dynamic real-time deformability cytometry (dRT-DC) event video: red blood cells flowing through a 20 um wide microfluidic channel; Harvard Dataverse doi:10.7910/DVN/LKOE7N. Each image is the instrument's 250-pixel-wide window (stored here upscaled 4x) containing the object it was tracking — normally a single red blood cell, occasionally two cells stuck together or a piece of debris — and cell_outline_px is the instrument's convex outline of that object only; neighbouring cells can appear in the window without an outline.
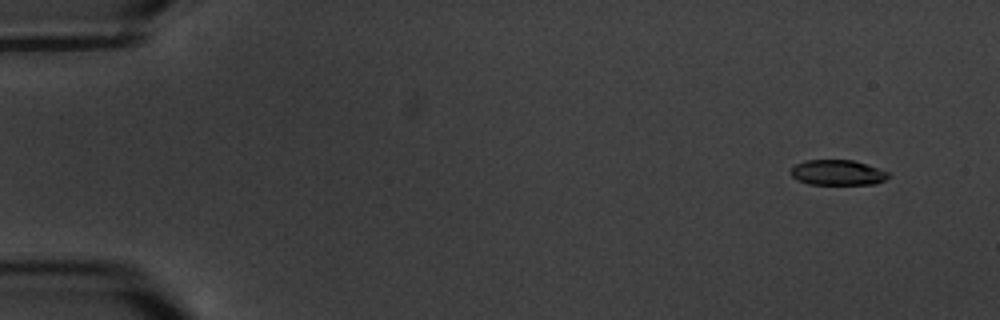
{"species": "common noctule bat (a hibernating species)", "species_latin": "Nyctalus noctula", "temperature_condition": "warm", "stored_images_in_passage": 16, "camera_frame_rate_fps": 3000, "um_per_image_px": 0.085, "animal": {"sex": "male", "body_mass_g": 20.1, "forearm_length_mm": 53.5}, "frame": {"image": 1, "passage_image": 1, "time_ms": 0.0, "image_size_px": [1000, 320], "cell_outline_px": [[892, 176], [876, 184], [808, 184], [796, 180], [788, 172], [796, 164], [804, 160], [852, 160], [888, 172]], "centroid_in_image_um": [71.16, 14.68], "position_along_channel_um": 13.8, "area_um2": 14.39}}
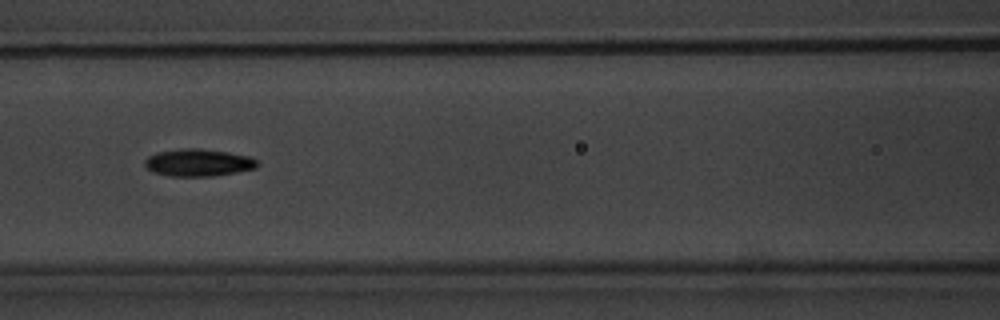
{"frame": {"image": 2, "passage_image": 7, "time_ms": 7.667, "image_size_px": [1000, 320], "cell_outline_px": [[256, 168], [236, 172], [212, 176], [168, 176], [152, 172], [144, 164], [144, 160], [148, 156], [156, 152], [180, 148], [200, 148], [228, 152], [248, 156], [256, 160]], "centroid_in_image_um": [16.8, 13.81], "position_along_channel_um": 149.8, "area_um2": 17.92}}
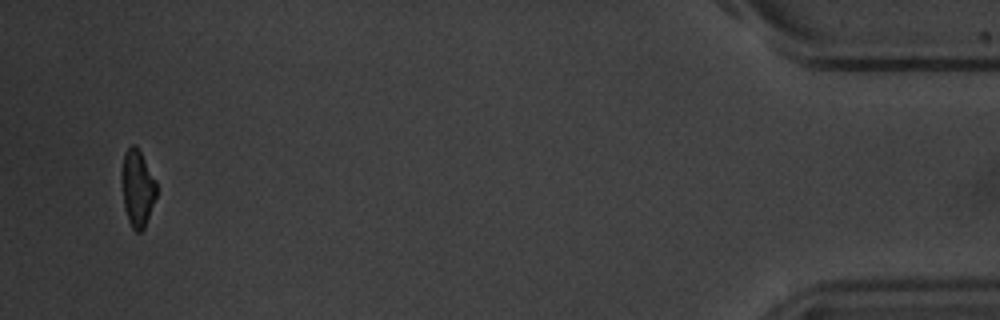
{"frame": {"image": 3, "passage_image": 16, "time_ms": 18.0, "image_size_px": [1000, 320], "cell_outline_px": [[156, 196], [144, 228], [140, 232], [136, 232], [132, 228], [128, 220], [124, 208], [120, 180], [124, 152], [132, 144], [136, 144], [156, 180]], "centroid_in_image_um": [11.65, 15.97], "position_along_channel_um": 423.5, "area_um2": 15.72}, "authors_computed_cell_mechanics": {"area_um2": 16.8198, "velocity_mm_per_s": 3.3903, "shape_relaxation_time_tau1_ms": 2.1342, "shape_relaxation_time_tau2_ms": 3.7816, "deformation_change_tau1": 0.1073, "deformation_change_tau2": 0.0803}}